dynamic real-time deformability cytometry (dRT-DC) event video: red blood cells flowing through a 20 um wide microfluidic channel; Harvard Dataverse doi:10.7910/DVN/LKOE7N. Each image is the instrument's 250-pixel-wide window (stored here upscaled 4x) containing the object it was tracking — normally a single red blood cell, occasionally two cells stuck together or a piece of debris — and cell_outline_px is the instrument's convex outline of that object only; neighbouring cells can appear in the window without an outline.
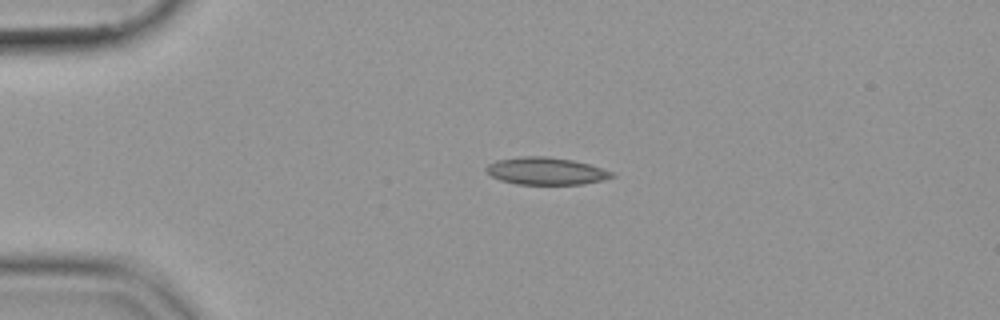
{"species": "common noctule bat (a hibernating species)", "species_latin": "Nyctalus noctula", "temperature_condition": "cold", "stored_images_in_passage": 35, "camera_frame_rate_fps": 3000, "um_per_image_px": 0.085, "animal": {"sex": "female", "body_mass_g": 19.9}, "frame": {"image": 1, "passage_image": 1, "time_ms": 0.0, "image_size_px": [1000, 320], "cell_outline_px": [[616, 176], [584, 184], [516, 184], [500, 180], [492, 176], [484, 168], [488, 164], [496, 160], [520, 156], [548, 156], [572, 160], [588, 164], [612, 172]], "centroid_in_image_um": [46.36, 14.53], "position_along_channel_um": 38.6, "area_um2": 19.88}}
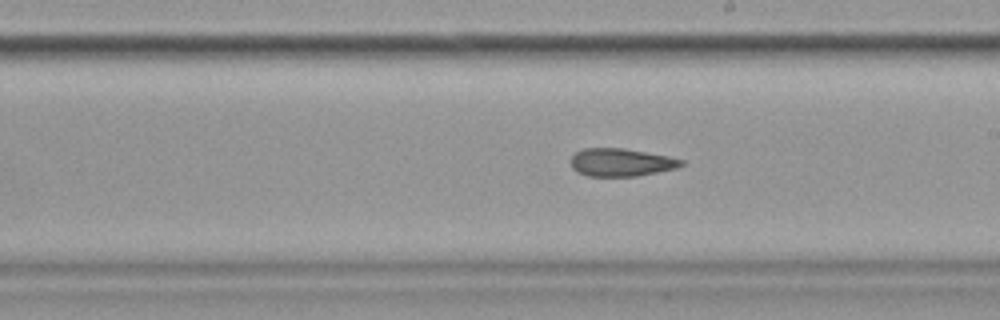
{"frame": {"image": 2, "passage_image": 20, "time_ms": 6.333, "image_size_px": [1000, 320], "cell_outline_px": [[684, 164], [676, 168], [636, 176], [588, 176], [576, 172], [572, 168], [568, 160], [576, 152], [584, 148], [624, 148], [668, 156], [684, 160]], "centroid_in_image_um": [52.74, 13.8], "position_along_channel_um": 236.3, "area_um2": 18.03}}
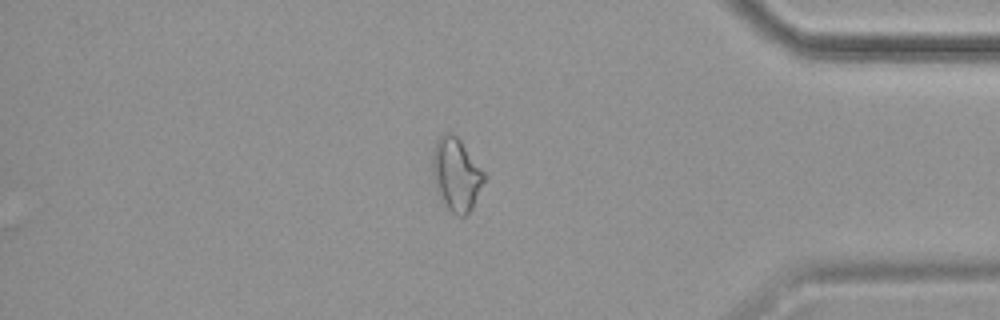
{"frame": {"image": 3, "passage_image": 35, "time_ms": 11.333, "image_size_px": [1000, 320], "cell_outline_px": [[488, 176], [472, 208], [464, 216], [460, 216], [452, 212], [440, 200], [432, 176], [432, 156], [436, 140], [444, 132], [452, 132], [460, 140]], "centroid_in_image_um": [38.79, 14.82], "position_along_channel_um": 396.4, "area_um2": 22.2}}